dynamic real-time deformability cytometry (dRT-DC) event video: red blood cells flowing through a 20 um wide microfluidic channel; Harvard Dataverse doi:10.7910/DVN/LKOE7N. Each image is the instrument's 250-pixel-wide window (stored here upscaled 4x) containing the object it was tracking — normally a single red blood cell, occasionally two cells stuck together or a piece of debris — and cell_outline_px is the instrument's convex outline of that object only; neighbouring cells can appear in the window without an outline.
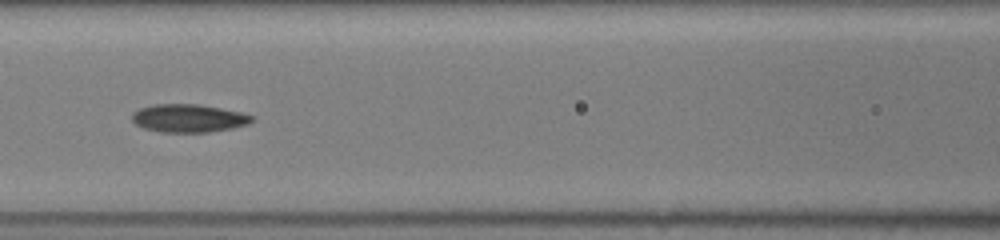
{"species": "common noctule bat (a hibernating species)", "species_latin": "Nyctalus noctula", "temperature_condition": "room temperature", "stored_images_in_passage": 35, "camera_frame_rate_fps": 3000, "um_per_image_px": 0.085, "animal": {"sex": "female", "body_mass_g": 19.5, "forearm_length_mm": 54.1}, "frame": {"image": 1, "passage_image": 15, "time_ms": 4.667, "image_size_px": [1000, 240], "cell_outline_px": [[256, 120], [248, 124], [232, 128], [208, 132], [160, 132], [144, 128], [136, 124], [132, 120], [132, 112], [140, 108], [152, 104], [196, 104], [244, 112], [256, 116]], "centroid_in_image_um": [16.07, 10.04], "position_along_channel_um": 150.5, "area_um2": 19.83}}
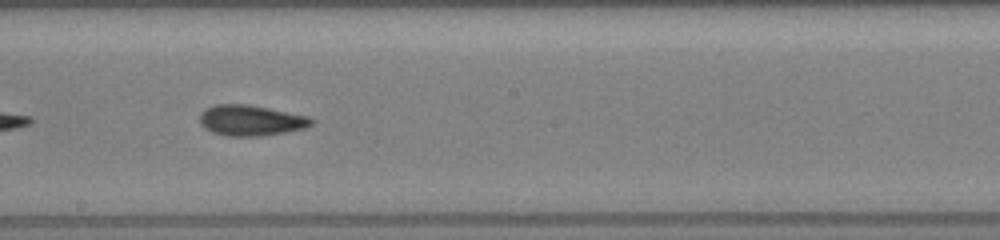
{"frame": {"image": 2, "passage_image": 20, "time_ms": 6.333, "image_size_px": [1000, 240], "cell_outline_px": [[316, 120], [312, 124], [304, 128], [284, 132], [260, 136], [228, 136], [212, 132], [204, 128], [200, 124], [200, 112], [204, 108], [216, 104], [248, 104], [308, 116]], "centroid_in_image_um": [21.29, 10.23], "position_along_channel_um": 226.9, "area_um2": 20.0}}
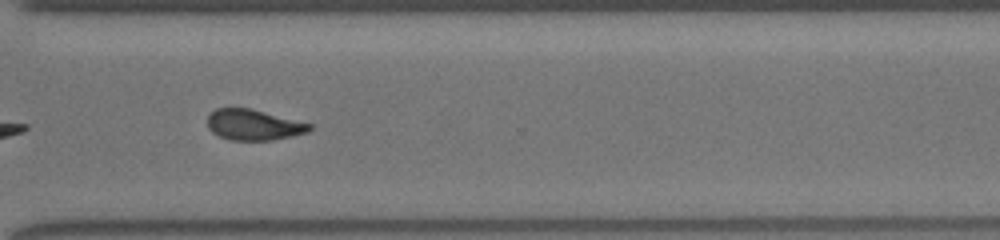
{"frame": {"image": 3, "passage_image": 28, "time_ms": 9.0, "image_size_px": [1000, 240], "cell_outline_px": [[312, 128], [308, 132], [292, 136], [272, 140], [228, 140], [212, 132], [208, 128], [208, 116], [216, 108], [252, 108], [312, 124]], "centroid_in_image_um": [21.56, 10.61], "position_along_channel_um": 349.0, "area_um2": 18.32}}